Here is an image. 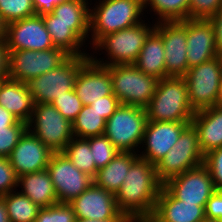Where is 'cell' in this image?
<instances>
[{"instance_id":"cell-41","label":"cell","mask_w":222,"mask_h":222,"mask_svg":"<svg viewBox=\"0 0 222 222\" xmlns=\"http://www.w3.org/2000/svg\"><path fill=\"white\" fill-rule=\"evenodd\" d=\"M119 105L120 102L113 93L111 95L101 97L98 101H94L90 104L92 109L100 114V116H102L105 120L111 117Z\"/></svg>"},{"instance_id":"cell-3","label":"cell","mask_w":222,"mask_h":222,"mask_svg":"<svg viewBox=\"0 0 222 222\" xmlns=\"http://www.w3.org/2000/svg\"><path fill=\"white\" fill-rule=\"evenodd\" d=\"M99 4V5H98ZM90 9L89 32L94 46L103 36L139 24L143 20V0H99Z\"/></svg>"},{"instance_id":"cell-46","label":"cell","mask_w":222,"mask_h":222,"mask_svg":"<svg viewBox=\"0 0 222 222\" xmlns=\"http://www.w3.org/2000/svg\"><path fill=\"white\" fill-rule=\"evenodd\" d=\"M18 119L7 111L4 107L0 106V129L14 125Z\"/></svg>"},{"instance_id":"cell-29","label":"cell","mask_w":222,"mask_h":222,"mask_svg":"<svg viewBox=\"0 0 222 222\" xmlns=\"http://www.w3.org/2000/svg\"><path fill=\"white\" fill-rule=\"evenodd\" d=\"M105 126L106 120L92 109V106L83 105L82 110L72 122V131L74 137L87 139L104 135Z\"/></svg>"},{"instance_id":"cell-37","label":"cell","mask_w":222,"mask_h":222,"mask_svg":"<svg viewBox=\"0 0 222 222\" xmlns=\"http://www.w3.org/2000/svg\"><path fill=\"white\" fill-rule=\"evenodd\" d=\"M51 104L71 123L75 120L83 107L82 101L75 94L74 89L65 92V95L61 97L55 98Z\"/></svg>"},{"instance_id":"cell-13","label":"cell","mask_w":222,"mask_h":222,"mask_svg":"<svg viewBox=\"0 0 222 222\" xmlns=\"http://www.w3.org/2000/svg\"><path fill=\"white\" fill-rule=\"evenodd\" d=\"M154 30L163 39L167 77H184L189 69L186 20L156 22Z\"/></svg>"},{"instance_id":"cell-28","label":"cell","mask_w":222,"mask_h":222,"mask_svg":"<svg viewBox=\"0 0 222 222\" xmlns=\"http://www.w3.org/2000/svg\"><path fill=\"white\" fill-rule=\"evenodd\" d=\"M88 0H68L58 3L51 11L42 13L44 22L89 23Z\"/></svg>"},{"instance_id":"cell-11","label":"cell","mask_w":222,"mask_h":222,"mask_svg":"<svg viewBox=\"0 0 222 222\" xmlns=\"http://www.w3.org/2000/svg\"><path fill=\"white\" fill-rule=\"evenodd\" d=\"M70 55L61 48L9 51V78L27 84L60 66Z\"/></svg>"},{"instance_id":"cell-12","label":"cell","mask_w":222,"mask_h":222,"mask_svg":"<svg viewBox=\"0 0 222 222\" xmlns=\"http://www.w3.org/2000/svg\"><path fill=\"white\" fill-rule=\"evenodd\" d=\"M46 169L58 203H70L93 183V178L75 167L63 152H54Z\"/></svg>"},{"instance_id":"cell-6","label":"cell","mask_w":222,"mask_h":222,"mask_svg":"<svg viewBox=\"0 0 222 222\" xmlns=\"http://www.w3.org/2000/svg\"><path fill=\"white\" fill-rule=\"evenodd\" d=\"M107 67L111 73L112 93L120 104L145 108L150 103L158 79L146 75L134 64Z\"/></svg>"},{"instance_id":"cell-36","label":"cell","mask_w":222,"mask_h":222,"mask_svg":"<svg viewBox=\"0 0 222 222\" xmlns=\"http://www.w3.org/2000/svg\"><path fill=\"white\" fill-rule=\"evenodd\" d=\"M27 129V123L19 120L12 126L0 129V157L8 158L10 156Z\"/></svg>"},{"instance_id":"cell-2","label":"cell","mask_w":222,"mask_h":222,"mask_svg":"<svg viewBox=\"0 0 222 222\" xmlns=\"http://www.w3.org/2000/svg\"><path fill=\"white\" fill-rule=\"evenodd\" d=\"M148 121L188 122L195 111L189 101L184 77H167L158 80L150 103L145 107Z\"/></svg>"},{"instance_id":"cell-50","label":"cell","mask_w":222,"mask_h":222,"mask_svg":"<svg viewBox=\"0 0 222 222\" xmlns=\"http://www.w3.org/2000/svg\"><path fill=\"white\" fill-rule=\"evenodd\" d=\"M216 106L222 107V83H221V86L219 89V94H218Z\"/></svg>"},{"instance_id":"cell-10","label":"cell","mask_w":222,"mask_h":222,"mask_svg":"<svg viewBox=\"0 0 222 222\" xmlns=\"http://www.w3.org/2000/svg\"><path fill=\"white\" fill-rule=\"evenodd\" d=\"M184 78L194 111L216 106L222 83V56L189 68Z\"/></svg>"},{"instance_id":"cell-32","label":"cell","mask_w":222,"mask_h":222,"mask_svg":"<svg viewBox=\"0 0 222 222\" xmlns=\"http://www.w3.org/2000/svg\"><path fill=\"white\" fill-rule=\"evenodd\" d=\"M190 0H143L144 10L148 6L157 15V22L183 21L188 19Z\"/></svg>"},{"instance_id":"cell-7","label":"cell","mask_w":222,"mask_h":222,"mask_svg":"<svg viewBox=\"0 0 222 222\" xmlns=\"http://www.w3.org/2000/svg\"><path fill=\"white\" fill-rule=\"evenodd\" d=\"M204 154L199 146L197 130L190 124L174 146L155 165L158 180L165 184L169 179L203 165Z\"/></svg>"},{"instance_id":"cell-48","label":"cell","mask_w":222,"mask_h":222,"mask_svg":"<svg viewBox=\"0 0 222 222\" xmlns=\"http://www.w3.org/2000/svg\"><path fill=\"white\" fill-rule=\"evenodd\" d=\"M7 26L8 24L0 15V41L6 40Z\"/></svg>"},{"instance_id":"cell-9","label":"cell","mask_w":222,"mask_h":222,"mask_svg":"<svg viewBox=\"0 0 222 222\" xmlns=\"http://www.w3.org/2000/svg\"><path fill=\"white\" fill-rule=\"evenodd\" d=\"M27 128L53 152H62L74 137L72 123L51 103L34 104Z\"/></svg>"},{"instance_id":"cell-24","label":"cell","mask_w":222,"mask_h":222,"mask_svg":"<svg viewBox=\"0 0 222 222\" xmlns=\"http://www.w3.org/2000/svg\"><path fill=\"white\" fill-rule=\"evenodd\" d=\"M54 47L63 49L70 56L89 55L81 51L89 37V23L44 22ZM87 37V38H86Z\"/></svg>"},{"instance_id":"cell-1","label":"cell","mask_w":222,"mask_h":222,"mask_svg":"<svg viewBox=\"0 0 222 222\" xmlns=\"http://www.w3.org/2000/svg\"><path fill=\"white\" fill-rule=\"evenodd\" d=\"M162 186L155 165L138 158L115 194L118 210L129 222H147L154 213Z\"/></svg>"},{"instance_id":"cell-30","label":"cell","mask_w":222,"mask_h":222,"mask_svg":"<svg viewBox=\"0 0 222 222\" xmlns=\"http://www.w3.org/2000/svg\"><path fill=\"white\" fill-rule=\"evenodd\" d=\"M1 197L5 200L10 222H34L41 209L20 192L12 191Z\"/></svg>"},{"instance_id":"cell-18","label":"cell","mask_w":222,"mask_h":222,"mask_svg":"<svg viewBox=\"0 0 222 222\" xmlns=\"http://www.w3.org/2000/svg\"><path fill=\"white\" fill-rule=\"evenodd\" d=\"M54 152L28 129L8 157L16 175L45 170Z\"/></svg>"},{"instance_id":"cell-4","label":"cell","mask_w":222,"mask_h":222,"mask_svg":"<svg viewBox=\"0 0 222 222\" xmlns=\"http://www.w3.org/2000/svg\"><path fill=\"white\" fill-rule=\"evenodd\" d=\"M145 21L140 22L130 28H126L103 36L94 46V50H105L108 60L97 59V56L90 58L102 66H114L134 64L144 45L146 38L155 29V24L148 26ZM100 60V61H99Z\"/></svg>"},{"instance_id":"cell-47","label":"cell","mask_w":222,"mask_h":222,"mask_svg":"<svg viewBox=\"0 0 222 222\" xmlns=\"http://www.w3.org/2000/svg\"><path fill=\"white\" fill-rule=\"evenodd\" d=\"M0 222H10L5 200L0 196Z\"/></svg>"},{"instance_id":"cell-21","label":"cell","mask_w":222,"mask_h":222,"mask_svg":"<svg viewBox=\"0 0 222 222\" xmlns=\"http://www.w3.org/2000/svg\"><path fill=\"white\" fill-rule=\"evenodd\" d=\"M205 218V206L185 203L162 186L154 213L147 222H202Z\"/></svg>"},{"instance_id":"cell-44","label":"cell","mask_w":222,"mask_h":222,"mask_svg":"<svg viewBox=\"0 0 222 222\" xmlns=\"http://www.w3.org/2000/svg\"><path fill=\"white\" fill-rule=\"evenodd\" d=\"M9 78V51L6 41H0V81Z\"/></svg>"},{"instance_id":"cell-38","label":"cell","mask_w":222,"mask_h":222,"mask_svg":"<svg viewBox=\"0 0 222 222\" xmlns=\"http://www.w3.org/2000/svg\"><path fill=\"white\" fill-rule=\"evenodd\" d=\"M222 7V0H190L188 18L208 19Z\"/></svg>"},{"instance_id":"cell-39","label":"cell","mask_w":222,"mask_h":222,"mask_svg":"<svg viewBox=\"0 0 222 222\" xmlns=\"http://www.w3.org/2000/svg\"><path fill=\"white\" fill-rule=\"evenodd\" d=\"M203 165L210 172L216 190H222V147L204 155Z\"/></svg>"},{"instance_id":"cell-27","label":"cell","mask_w":222,"mask_h":222,"mask_svg":"<svg viewBox=\"0 0 222 222\" xmlns=\"http://www.w3.org/2000/svg\"><path fill=\"white\" fill-rule=\"evenodd\" d=\"M139 158L136 152H119L104 168L97 171L93 182L114 194L120 189L131 165Z\"/></svg>"},{"instance_id":"cell-45","label":"cell","mask_w":222,"mask_h":222,"mask_svg":"<svg viewBox=\"0 0 222 222\" xmlns=\"http://www.w3.org/2000/svg\"><path fill=\"white\" fill-rule=\"evenodd\" d=\"M68 0H33V4L36 10V14H42L44 12L51 11L58 3H62Z\"/></svg>"},{"instance_id":"cell-16","label":"cell","mask_w":222,"mask_h":222,"mask_svg":"<svg viewBox=\"0 0 222 222\" xmlns=\"http://www.w3.org/2000/svg\"><path fill=\"white\" fill-rule=\"evenodd\" d=\"M5 41L8 51H42L55 48L45 27L42 14L8 24Z\"/></svg>"},{"instance_id":"cell-17","label":"cell","mask_w":222,"mask_h":222,"mask_svg":"<svg viewBox=\"0 0 222 222\" xmlns=\"http://www.w3.org/2000/svg\"><path fill=\"white\" fill-rule=\"evenodd\" d=\"M189 125L188 122L148 121L141 143L146 146L144 151L138 154L139 158L156 165Z\"/></svg>"},{"instance_id":"cell-15","label":"cell","mask_w":222,"mask_h":222,"mask_svg":"<svg viewBox=\"0 0 222 222\" xmlns=\"http://www.w3.org/2000/svg\"><path fill=\"white\" fill-rule=\"evenodd\" d=\"M68 204L72 207L76 219L127 220L118 210L115 194L94 182Z\"/></svg>"},{"instance_id":"cell-43","label":"cell","mask_w":222,"mask_h":222,"mask_svg":"<svg viewBox=\"0 0 222 222\" xmlns=\"http://www.w3.org/2000/svg\"><path fill=\"white\" fill-rule=\"evenodd\" d=\"M208 20L214 29L217 53L219 56H222V7L216 14L208 18Z\"/></svg>"},{"instance_id":"cell-20","label":"cell","mask_w":222,"mask_h":222,"mask_svg":"<svg viewBox=\"0 0 222 222\" xmlns=\"http://www.w3.org/2000/svg\"><path fill=\"white\" fill-rule=\"evenodd\" d=\"M187 62L191 68L217 56L214 29L208 19H186Z\"/></svg>"},{"instance_id":"cell-40","label":"cell","mask_w":222,"mask_h":222,"mask_svg":"<svg viewBox=\"0 0 222 222\" xmlns=\"http://www.w3.org/2000/svg\"><path fill=\"white\" fill-rule=\"evenodd\" d=\"M18 187V176L11 166L9 159L0 157V196L15 191Z\"/></svg>"},{"instance_id":"cell-34","label":"cell","mask_w":222,"mask_h":222,"mask_svg":"<svg viewBox=\"0 0 222 222\" xmlns=\"http://www.w3.org/2000/svg\"><path fill=\"white\" fill-rule=\"evenodd\" d=\"M90 143L96 169L104 168L120 151L105 136H95L86 139Z\"/></svg>"},{"instance_id":"cell-42","label":"cell","mask_w":222,"mask_h":222,"mask_svg":"<svg viewBox=\"0 0 222 222\" xmlns=\"http://www.w3.org/2000/svg\"><path fill=\"white\" fill-rule=\"evenodd\" d=\"M205 215L208 219L222 221V190H217L207 201Z\"/></svg>"},{"instance_id":"cell-49","label":"cell","mask_w":222,"mask_h":222,"mask_svg":"<svg viewBox=\"0 0 222 222\" xmlns=\"http://www.w3.org/2000/svg\"><path fill=\"white\" fill-rule=\"evenodd\" d=\"M76 222H129L128 220H90V219H77Z\"/></svg>"},{"instance_id":"cell-14","label":"cell","mask_w":222,"mask_h":222,"mask_svg":"<svg viewBox=\"0 0 222 222\" xmlns=\"http://www.w3.org/2000/svg\"><path fill=\"white\" fill-rule=\"evenodd\" d=\"M163 186L175 198L199 206H206L208 199L217 191L204 165L169 179Z\"/></svg>"},{"instance_id":"cell-23","label":"cell","mask_w":222,"mask_h":222,"mask_svg":"<svg viewBox=\"0 0 222 222\" xmlns=\"http://www.w3.org/2000/svg\"><path fill=\"white\" fill-rule=\"evenodd\" d=\"M0 106L19 121L28 123L34 109V100L28 84L10 78L0 81Z\"/></svg>"},{"instance_id":"cell-8","label":"cell","mask_w":222,"mask_h":222,"mask_svg":"<svg viewBox=\"0 0 222 222\" xmlns=\"http://www.w3.org/2000/svg\"><path fill=\"white\" fill-rule=\"evenodd\" d=\"M90 55L69 56L60 66L28 82L34 104L51 103L74 89L76 76Z\"/></svg>"},{"instance_id":"cell-22","label":"cell","mask_w":222,"mask_h":222,"mask_svg":"<svg viewBox=\"0 0 222 222\" xmlns=\"http://www.w3.org/2000/svg\"><path fill=\"white\" fill-rule=\"evenodd\" d=\"M191 124L197 130L204 155L222 147V107L212 106L195 111Z\"/></svg>"},{"instance_id":"cell-19","label":"cell","mask_w":222,"mask_h":222,"mask_svg":"<svg viewBox=\"0 0 222 222\" xmlns=\"http://www.w3.org/2000/svg\"><path fill=\"white\" fill-rule=\"evenodd\" d=\"M74 92L83 105H90L101 97L111 95L112 80L109 68L89 58L76 76Z\"/></svg>"},{"instance_id":"cell-33","label":"cell","mask_w":222,"mask_h":222,"mask_svg":"<svg viewBox=\"0 0 222 222\" xmlns=\"http://www.w3.org/2000/svg\"><path fill=\"white\" fill-rule=\"evenodd\" d=\"M0 15L10 24L36 15L33 0H0Z\"/></svg>"},{"instance_id":"cell-26","label":"cell","mask_w":222,"mask_h":222,"mask_svg":"<svg viewBox=\"0 0 222 222\" xmlns=\"http://www.w3.org/2000/svg\"><path fill=\"white\" fill-rule=\"evenodd\" d=\"M134 65L158 80L167 78L163 39L155 30L146 38Z\"/></svg>"},{"instance_id":"cell-35","label":"cell","mask_w":222,"mask_h":222,"mask_svg":"<svg viewBox=\"0 0 222 222\" xmlns=\"http://www.w3.org/2000/svg\"><path fill=\"white\" fill-rule=\"evenodd\" d=\"M76 216L68 203L41 208L34 222H76Z\"/></svg>"},{"instance_id":"cell-25","label":"cell","mask_w":222,"mask_h":222,"mask_svg":"<svg viewBox=\"0 0 222 222\" xmlns=\"http://www.w3.org/2000/svg\"><path fill=\"white\" fill-rule=\"evenodd\" d=\"M19 186L22 188L20 193L27 196L40 208H46L58 203L53 182L47 169L20 175L18 177Z\"/></svg>"},{"instance_id":"cell-31","label":"cell","mask_w":222,"mask_h":222,"mask_svg":"<svg viewBox=\"0 0 222 222\" xmlns=\"http://www.w3.org/2000/svg\"><path fill=\"white\" fill-rule=\"evenodd\" d=\"M80 171L94 178L97 174L90 143L86 139L73 137L62 151Z\"/></svg>"},{"instance_id":"cell-51","label":"cell","mask_w":222,"mask_h":222,"mask_svg":"<svg viewBox=\"0 0 222 222\" xmlns=\"http://www.w3.org/2000/svg\"><path fill=\"white\" fill-rule=\"evenodd\" d=\"M202 222H222V221H220V220H215V219L205 218Z\"/></svg>"},{"instance_id":"cell-5","label":"cell","mask_w":222,"mask_h":222,"mask_svg":"<svg viewBox=\"0 0 222 222\" xmlns=\"http://www.w3.org/2000/svg\"><path fill=\"white\" fill-rule=\"evenodd\" d=\"M146 110L143 107L120 104L106 120L104 135L123 152H136L140 147L147 124Z\"/></svg>"}]
</instances>
